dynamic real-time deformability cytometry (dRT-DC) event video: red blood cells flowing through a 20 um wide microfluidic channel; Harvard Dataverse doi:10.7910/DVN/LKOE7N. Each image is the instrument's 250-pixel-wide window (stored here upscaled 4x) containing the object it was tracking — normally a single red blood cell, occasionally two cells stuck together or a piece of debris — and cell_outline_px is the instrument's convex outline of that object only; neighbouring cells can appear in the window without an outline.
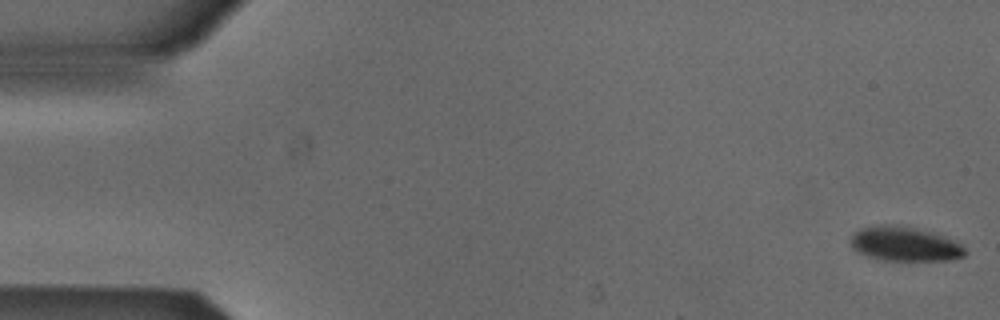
{"species": "Egyptian fruit bat (a non-hibernating species)", "species_latin": "Rousettus aegyptiacus", "temperature_condition": "cold", "stored_images_in_passage": 53, "camera_frame_rate_fps": 3000, "um_per_image_px": 0.085, "animal": {"sex": "male"}, "frame": {"image": 1, "passage_image": 1, "time_ms": 0.0, "image_size_px": [1000, 320], "cell_outline_px": [[968, 252], [964, 256], [948, 260], [880, 260], [856, 252], [852, 248], [852, 232], [860, 228], [876, 224], [908, 224], [956, 240]], "centroid_in_image_um": [76.89, 20.7], "position_along_channel_um": 8.1, "area_um2": 23.52}}
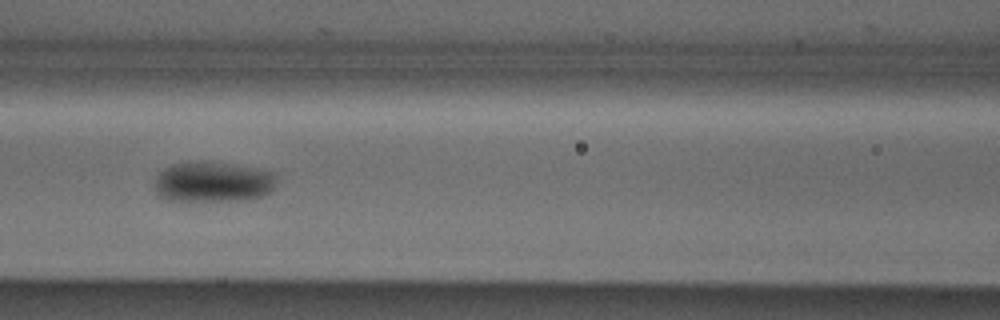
{"frame": {"image": 2, "passage_image": 23, "time_ms": 7.333, "image_size_px": [1000, 320], "cell_outline_px": [[276, 172], [272, 192], [264, 196], [240, 200], [180, 204], [168, 200], [160, 196], [156, 192], [152, 184], [156, 176], [164, 168], [172, 164], [188, 160], [212, 160], [256, 168]], "centroid_in_image_um": [18.02, 15.48], "position_along_channel_um": 148.6, "area_um2": 30.46}}
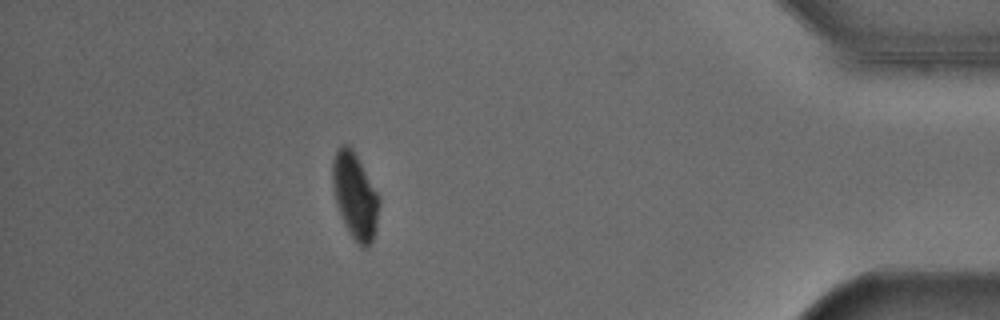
{"frame": {"image": 3, "passage_image": 47, "time_ms": 15.333, "image_size_px": [1000, 320], "cell_outline_px": [[380, 204], [376, 224], [372, 240], [368, 248], [360, 248], [348, 232], [344, 224], [336, 204], [332, 184], [332, 160], [336, 152], [344, 144], [348, 144], [352, 148], [380, 196]], "centroid_in_image_um": [30.17, 16.67], "position_along_channel_um": 405.0, "area_um2": 23.41}, "authors_computed_cell_mechanics": {"area_um2": 25.2586, "velocity_mm_per_s": 3.8423, "shape_relaxation_time_tau1_ms": 9.3768, "shape_relaxation_time_tau2_ms": null, "deformation_change_tau1": 0.1546, "deformation_change_tau2": null}}